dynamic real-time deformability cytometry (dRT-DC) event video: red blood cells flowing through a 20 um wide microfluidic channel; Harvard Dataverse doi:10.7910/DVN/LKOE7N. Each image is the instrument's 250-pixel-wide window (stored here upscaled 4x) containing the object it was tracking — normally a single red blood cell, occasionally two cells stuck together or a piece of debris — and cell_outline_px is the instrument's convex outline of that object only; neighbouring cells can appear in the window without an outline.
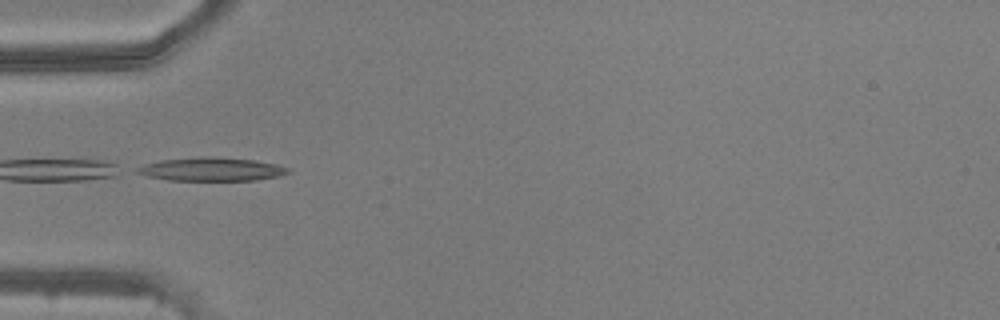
{"species": "common noctule bat (a hibernating species)", "species_latin": "Nyctalus noctula", "temperature_condition": "warm", "stored_images_in_passage": 12, "camera_frame_rate_fps": 3000, "um_per_image_px": 0.085, "animal": {"sex": "male", "body_mass_g": 20.5, "forearm_length_mm": 52.5}, "frame": {"image": 1, "passage_image": 1, "time_ms": 0.0, "image_size_px": [1000, 320], "cell_outline_px": [[292, 172], [280, 176], [256, 180], [168, 180], [148, 176], [136, 172], [136, 168], [144, 164], [160, 160], [212, 156], [256, 160], [276, 164], [288, 168]], "centroid_in_image_um": [18.01, 14.38], "position_along_channel_um": 67.0, "area_um2": 20.58}}